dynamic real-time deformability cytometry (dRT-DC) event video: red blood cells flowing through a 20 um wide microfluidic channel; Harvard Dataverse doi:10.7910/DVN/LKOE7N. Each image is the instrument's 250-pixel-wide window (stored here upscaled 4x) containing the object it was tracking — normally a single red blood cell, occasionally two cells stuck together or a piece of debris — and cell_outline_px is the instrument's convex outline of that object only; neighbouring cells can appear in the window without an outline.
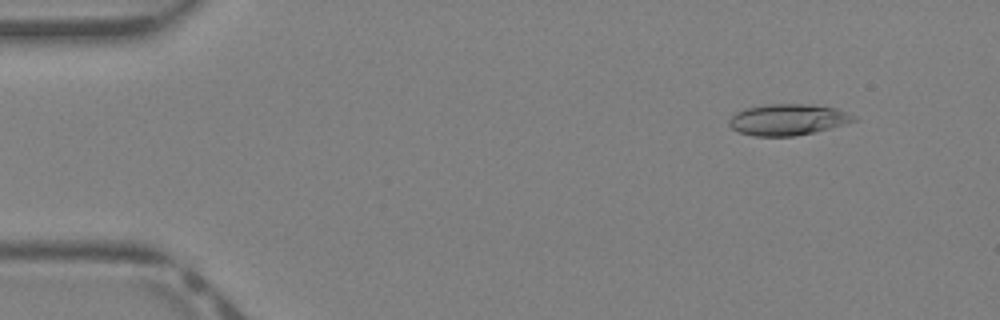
{"species": "Egyptian fruit bat (a non-hibernating species)", "species_latin": "Rousettus aegyptiacus", "temperature_condition": "warm", "stored_images_in_passage": 40, "camera_frame_rate_fps": 3000, "um_per_image_px": 0.085, "animal": {"sex": "female"}, "frame": {"image": 1, "passage_image": 4, "time_ms": 1.0, "image_size_px": [1000, 320], "cell_outline_px": [[856, 120], [844, 124], [816, 132], [796, 136], [752, 136], [740, 132], [732, 128], [728, 124], [728, 120], [736, 112], [744, 108], [764, 104], [812, 104], [836, 108], [856, 116]], "centroid_in_image_um": [66.95, 10.16], "position_along_channel_um": 18.1, "area_um2": 22.83}}
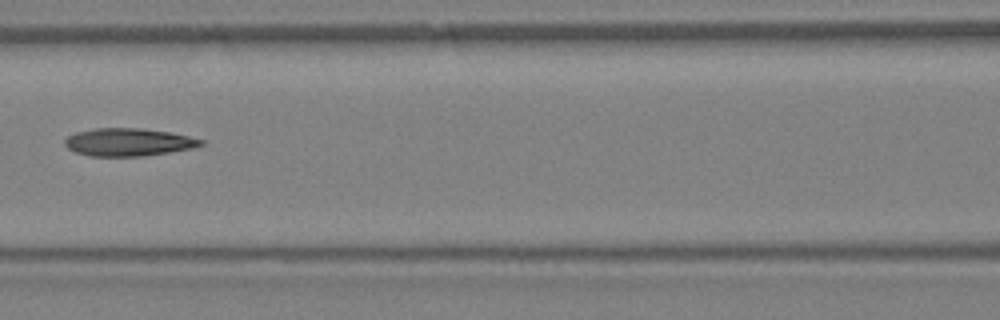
{"frame": {"image": 2, "passage_image": 18, "time_ms": 5.667, "image_size_px": [1000, 320], "cell_outline_px": [[204, 144], [192, 148], [144, 156], [88, 156], [76, 152], [68, 148], [64, 144], [64, 140], [68, 136], [76, 132], [92, 128], [140, 128], [168, 132], [188, 136], [204, 140]], "centroid_in_image_um": [10.88, 12.08], "position_along_channel_um": 155.7, "area_um2": 21.96}}
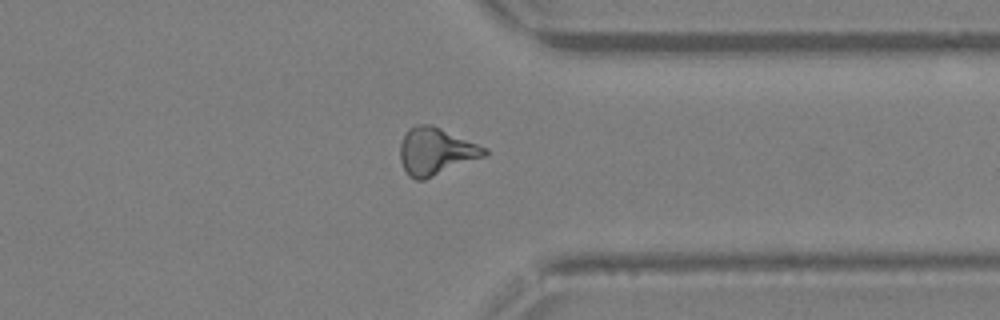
{"frame": {"image": 3, "passage_image": 31, "time_ms": 10.0, "image_size_px": [1000, 320], "cell_outline_px": [[488, 152], [484, 156], [424, 180], [416, 180], [408, 176], [400, 160], [400, 144], [408, 128], [416, 124], [432, 124], [488, 148]], "centroid_in_image_um": [37.03, 12.85], "position_along_channel_um": 374.4, "area_um2": 23.18}}